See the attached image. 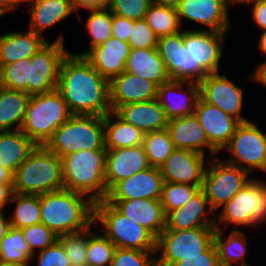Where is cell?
Listing matches in <instances>:
<instances>
[{"mask_svg": "<svg viewBox=\"0 0 266 266\" xmlns=\"http://www.w3.org/2000/svg\"><path fill=\"white\" fill-rule=\"evenodd\" d=\"M57 90L72 115L105 117L110 111L109 81L83 57L69 51L62 60Z\"/></svg>", "mask_w": 266, "mask_h": 266, "instance_id": "6da1fadb", "label": "cell"}, {"mask_svg": "<svg viewBox=\"0 0 266 266\" xmlns=\"http://www.w3.org/2000/svg\"><path fill=\"white\" fill-rule=\"evenodd\" d=\"M41 223L58 236L77 233L93 225L94 202L67 189L40 195Z\"/></svg>", "mask_w": 266, "mask_h": 266, "instance_id": "7a4b0ae2", "label": "cell"}, {"mask_svg": "<svg viewBox=\"0 0 266 266\" xmlns=\"http://www.w3.org/2000/svg\"><path fill=\"white\" fill-rule=\"evenodd\" d=\"M107 150H81L61 157L64 188L102 201L108 191L105 182Z\"/></svg>", "mask_w": 266, "mask_h": 266, "instance_id": "3957f363", "label": "cell"}, {"mask_svg": "<svg viewBox=\"0 0 266 266\" xmlns=\"http://www.w3.org/2000/svg\"><path fill=\"white\" fill-rule=\"evenodd\" d=\"M13 189L29 195L64 189L61 158L44 145H36L13 174Z\"/></svg>", "mask_w": 266, "mask_h": 266, "instance_id": "277c9868", "label": "cell"}, {"mask_svg": "<svg viewBox=\"0 0 266 266\" xmlns=\"http://www.w3.org/2000/svg\"><path fill=\"white\" fill-rule=\"evenodd\" d=\"M44 146L60 158L81 150H107L104 117L71 115Z\"/></svg>", "mask_w": 266, "mask_h": 266, "instance_id": "5b68a950", "label": "cell"}, {"mask_svg": "<svg viewBox=\"0 0 266 266\" xmlns=\"http://www.w3.org/2000/svg\"><path fill=\"white\" fill-rule=\"evenodd\" d=\"M71 115L66 101L57 89L31 95L20 130L36 145H45Z\"/></svg>", "mask_w": 266, "mask_h": 266, "instance_id": "8992f818", "label": "cell"}, {"mask_svg": "<svg viewBox=\"0 0 266 266\" xmlns=\"http://www.w3.org/2000/svg\"><path fill=\"white\" fill-rule=\"evenodd\" d=\"M98 223H101L103 234L116 248L156 251L157 238L105 199L94 203V227Z\"/></svg>", "mask_w": 266, "mask_h": 266, "instance_id": "52a82bcc", "label": "cell"}, {"mask_svg": "<svg viewBox=\"0 0 266 266\" xmlns=\"http://www.w3.org/2000/svg\"><path fill=\"white\" fill-rule=\"evenodd\" d=\"M215 218V227L234 224L233 230L242 226L258 225L266 222V181L252 178L230 201L221 207Z\"/></svg>", "mask_w": 266, "mask_h": 266, "instance_id": "ba28073f", "label": "cell"}, {"mask_svg": "<svg viewBox=\"0 0 266 266\" xmlns=\"http://www.w3.org/2000/svg\"><path fill=\"white\" fill-rule=\"evenodd\" d=\"M215 226L184 230H163L157 237V266H172L179 257H199L213 242Z\"/></svg>", "mask_w": 266, "mask_h": 266, "instance_id": "9c48e42d", "label": "cell"}, {"mask_svg": "<svg viewBox=\"0 0 266 266\" xmlns=\"http://www.w3.org/2000/svg\"><path fill=\"white\" fill-rule=\"evenodd\" d=\"M223 150L230 154L224 160L227 163L250 174L254 170L266 173V133L252 121L240 122Z\"/></svg>", "mask_w": 266, "mask_h": 266, "instance_id": "30bf717a", "label": "cell"}, {"mask_svg": "<svg viewBox=\"0 0 266 266\" xmlns=\"http://www.w3.org/2000/svg\"><path fill=\"white\" fill-rule=\"evenodd\" d=\"M206 167L203 186L211 209L216 212L230 201L252 178L246 170L232 165L218 157Z\"/></svg>", "mask_w": 266, "mask_h": 266, "instance_id": "8fae6325", "label": "cell"}, {"mask_svg": "<svg viewBox=\"0 0 266 266\" xmlns=\"http://www.w3.org/2000/svg\"><path fill=\"white\" fill-rule=\"evenodd\" d=\"M225 35L206 29H184V45L192 56V81L199 82L207 74L219 72Z\"/></svg>", "mask_w": 266, "mask_h": 266, "instance_id": "7c38bea8", "label": "cell"}, {"mask_svg": "<svg viewBox=\"0 0 266 266\" xmlns=\"http://www.w3.org/2000/svg\"><path fill=\"white\" fill-rule=\"evenodd\" d=\"M59 34L53 43L47 42L32 57L30 64V95L57 89L62 60L69 53Z\"/></svg>", "mask_w": 266, "mask_h": 266, "instance_id": "4fadbf2b", "label": "cell"}, {"mask_svg": "<svg viewBox=\"0 0 266 266\" xmlns=\"http://www.w3.org/2000/svg\"><path fill=\"white\" fill-rule=\"evenodd\" d=\"M199 97L202 101L215 105L223 112L233 116L239 122L249 121L241 114L244 91L234 84L225 74L219 72L207 74L198 82Z\"/></svg>", "mask_w": 266, "mask_h": 266, "instance_id": "5bb4252c", "label": "cell"}, {"mask_svg": "<svg viewBox=\"0 0 266 266\" xmlns=\"http://www.w3.org/2000/svg\"><path fill=\"white\" fill-rule=\"evenodd\" d=\"M187 149H175L161 165L164 182L193 185L202 188L206 170L205 162L211 158Z\"/></svg>", "mask_w": 266, "mask_h": 266, "instance_id": "9a60e30c", "label": "cell"}, {"mask_svg": "<svg viewBox=\"0 0 266 266\" xmlns=\"http://www.w3.org/2000/svg\"><path fill=\"white\" fill-rule=\"evenodd\" d=\"M176 9L181 24L186 19L222 33L232 28L226 0H178Z\"/></svg>", "mask_w": 266, "mask_h": 266, "instance_id": "2e32d148", "label": "cell"}, {"mask_svg": "<svg viewBox=\"0 0 266 266\" xmlns=\"http://www.w3.org/2000/svg\"><path fill=\"white\" fill-rule=\"evenodd\" d=\"M199 98V85L195 81L170 79L157 89V100L168 120L193 115Z\"/></svg>", "mask_w": 266, "mask_h": 266, "instance_id": "e0dca14e", "label": "cell"}, {"mask_svg": "<svg viewBox=\"0 0 266 266\" xmlns=\"http://www.w3.org/2000/svg\"><path fill=\"white\" fill-rule=\"evenodd\" d=\"M128 42L111 37L101 45L89 51L74 53L83 56L96 71L109 82L116 76L125 72V65L130 54Z\"/></svg>", "mask_w": 266, "mask_h": 266, "instance_id": "ac0fdd59", "label": "cell"}, {"mask_svg": "<svg viewBox=\"0 0 266 266\" xmlns=\"http://www.w3.org/2000/svg\"><path fill=\"white\" fill-rule=\"evenodd\" d=\"M163 177L159 168L149 167L116 183L105 200L157 199L160 200Z\"/></svg>", "mask_w": 266, "mask_h": 266, "instance_id": "d6986e66", "label": "cell"}, {"mask_svg": "<svg viewBox=\"0 0 266 266\" xmlns=\"http://www.w3.org/2000/svg\"><path fill=\"white\" fill-rule=\"evenodd\" d=\"M151 167L142 145L106 151L105 182L109 191L119 181Z\"/></svg>", "mask_w": 266, "mask_h": 266, "instance_id": "ffe728a7", "label": "cell"}, {"mask_svg": "<svg viewBox=\"0 0 266 266\" xmlns=\"http://www.w3.org/2000/svg\"><path fill=\"white\" fill-rule=\"evenodd\" d=\"M194 115L203 127L208 141L219 152L230 142L237 125L240 123L233 116L200 98L197 101Z\"/></svg>", "mask_w": 266, "mask_h": 266, "instance_id": "44dd1931", "label": "cell"}, {"mask_svg": "<svg viewBox=\"0 0 266 266\" xmlns=\"http://www.w3.org/2000/svg\"><path fill=\"white\" fill-rule=\"evenodd\" d=\"M214 214L215 212L211 209L204 190L200 188L184 206L166 214L164 230L215 226L216 216ZM211 215L214 217H211Z\"/></svg>", "mask_w": 266, "mask_h": 266, "instance_id": "7402d4cb", "label": "cell"}, {"mask_svg": "<svg viewBox=\"0 0 266 266\" xmlns=\"http://www.w3.org/2000/svg\"><path fill=\"white\" fill-rule=\"evenodd\" d=\"M156 48L171 79L192 81V56L184 45V30L158 38Z\"/></svg>", "mask_w": 266, "mask_h": 266, "instance_id": "603a6c76", "label": "cell"}, {"mask_svg": "<svg viewBox=\"0 0 266 266\" xmlns=\"http://www.w3.org/2000/svg\"><path fill=\"white\" fill-rule=\"evenodd\" d=\"M110 106L115 111L119 106L157 99L158 86L152 81L123 72L109 82Z\"/></svg>", "mask_w": 266, "mask_h": 266, "instance_id": "cb8c5ba5", "label": "cell"}, {"mask_svg": "<svg viewBox=\"0 0 266 266\" xmlns=\"http://www.w3.org/2000/svg\"><path fill=\"white\" fill-rule=\"evenodd\" d=\"M166 129L176 149L192 150L205 155V148H208L211 157L219 153L208 141L203 127L194 114L168 120Z\"/></svg>", "mask_w": 266, "mask_h": 266, "instance_id": "d4e9b609", "label": "cell"}, {"mask_svg": "<svg viewBox=\"0 0 266 266\" xmlns=\"http://www.w3.org/2000/svg\"><path fill=\"white\" fill-rule=\"evenodd\" d=\"M123 215L149 230L156 238L165 229V214L157 199L106 200Z\"/></svg>", "mask_w": 266, "mask_h": 266, "instance_id": "484cf974", "label": "cell"}, {"mask_svg": "<svg viewBox=\"0 0 266 266\" xmlns=\"http://www.w3.org/2000/svg\"><path fill=\"white\" fill-rule=\"evenodd\" d=\"M114 112L144 134L166 129L168 123L164 109L157 99L122 105Z\"/></svg>", "mask_w": 266, "mask_h": 266, "instance_id": "4316f807", "label": "cell"}, {"mask_svg": "<svg viewBox=\"0 0 266 266\" xmlns=\"http://www.w3.org/2000/svg\"><path fill=\"white\" fill-rule=\"evenodd\" d=\"M48 41L33 31L9 32L0 35V67L31 58Z\"/></svg>", "mask_w": 266, "mask_h": 266, "instance_id": "83f0119b", "label": "cell"}, {"mask_svg": "<svg viewBox=\"0 0 266 266\" xmlns=\"http://www.w3.org/2000/svg\"><path fill=\"white\" fill-rule=\"evenodd\" d=\"M29 30L43 36L42 32L61 23L76 11L71 0H29Z\"/></svg>", "mask_w": 266, "mask_h": 266, "instance_id": "f1b7e54d", "label": "cell"}, {"mask_svg": "<svg viewBox=\"0 0 266 266\" xmlns=\"http://www.w3.org/2000/svg\"><path fill=\"white\" fill-rule=\"evenodd\" d=\"M125 72L152 81L157 86L171 79L157 48L131 49Z\"/></svg>", "mask_w": 266, "mask_h": 266, "instance_id": "f546056e", "label": "cell"}, {"mask_svg": "<svg viewBox=\"0 0 266 266\" xmlns=\"http://www.w3.org/2000/svg\"><path fill=\"white\" fill-rule=\"evenodd\" d=\"M35 147L21 130L0 132V165L14 174Z\"/></svg>", "mask_w": 266, "mask_h": 266, "instance_id": "4dcf8cb0", "label": "cell"}, {"mask_svg": "<svg viewBox=\"0 0 266 266\" xmlns=\"http://www.w3.org/2000/svg\"><path fill=\"white\" fill-rule=\"evenodd\" d=\"M30 97L25 91L0 86V132L21 129Z\"/></svg>", "mask_w": 266, "mask_h": 266, "instance_id": "1f68e13d", "label": "cell"}, {"mask_svg": "<svg viewBox=\"0 0 266 266\" xmlns=\"http://www.w3.org/2000/svg\"><path fill=\"white\" fill-rule=\"evenodd\" d=\"M104 130L107 150L135 147L143 143L144 133L125 122L114 111L104 117Z\"/></svg>", "mask_w": 266, "mask_h": 266, "instance_id": "d6a6232c", "label": "cell"}, {"mask_svg": "<svg viewBox=\"0 0 266 266\" xmlns=\"http://www.w3.org/2000/svg\"><path fill=\"white\" fill-rule=\"evenodd\" d=\"M223 228L214 233V244L217 249L219 263L221 266H249L245 256L249 253L247 250L246 235L243 231L232 230L230 234L222 238Z\"/></svg>", "mask_w": 266, "mask_h": 266, "instance_id": "836d02e7", "label": "cell"}, {"mask_svg": "<svg viewBox=\"0 0 266 266\" xmlns=\"http://www.w3.org/2000/svg\"><path fill=\"white\" fill-rule=\"evenodd\" d=\"M16 203L8 217L10 226L17 229L41 223L40 195L13 194L10 204Z\"/></svg>", "mask_w": 266, "mask_h": 266, "instance_id": "e575fe53", "label": "cell"}, {"mask_svg": "<svg viewBox=\"0 0 266 266\" xmlns=\"http://www.w3.org/2000/svg\"><path fill=\"white\" fill-rule=\"evenodd\" d=\"M144 19L158 38L182 30L177 9L173 6L151 3Z\"/></svg>", "mask_w": 266, "mask_h": 266, "instance_id": "d590c367", "label": "cell"}, {"mask_svg": "<svg viewBox=\"0 0 266 266\" xmlns=\"http://www.w3.org/2000/svg\"><path fill=\"white\" fill-rule=\"evenodd\" d=\"M142 146L149 164L156 168H160L176 149L167 129L145 133Z\"/></svg>", "mask_w": 266, "mask_h": 266, "instance_id": "8d00e7d4", "label": "cell"}, {"mask_svg": "<svg viewBox=\"0 0 266 266\" xmlns=\"http://www.w3.org/2000/svg\"><path fill=\"white\" fill-rule=\"evenodd\" d=\"M33 254L24 240L21 229L10 227L0 242V260L15 263H30Z\"/></svg>", "mask_w": 266, "mask_h": 266, "instance_id": "74e56055", "label": "cell"}, {"mask_svg": "<svg viewBox=\"0 0 266 266\" xmlns=\"http://www.w3.org/2000/svg\"><path fill=\"white\" fill-rule=\"evenodd\" d=\"M31 58L21 59L15 63L0 67V86L25 91L30 95Z\"/></svg>", "mask_w": 266, "mask_h": 266, "instance_id": "f35d334b", "label": "cell"}, {"mask_svg": "<svg viewBox=\"0 0 266 266\" xmlns=\"http://www.w3.org/2000/svg\"><path fill=\"white\" fill-rule=\"evenodd\" d=\"M86 29L91 38L88 51L112 37L113 14L109 8L88 10Z\"/></svg>", "mask_w": 266, "mask_h": 266, "instance_id": "ab89813d", "label": "cell"}, {"mask_svg": "<svg viewBox=\"0 0 266 266\" xmlns=\"http://www.w3.org/2000/svg\"><path fill=\"white\" fill-rule=\"evenodd\" d=\"M88 227L87 263L89 266H111L116 246L104 235Z\"/></svg>", "mask_w": 266, "mask_h": 266, "instance_id": "60d3db41", "label": "cell"}, {"mask_svg": "<svg viewBox=\"0 0 266 266\" xmlns=\"http://www.w3.org/2000/svg\"><path fill=\"white\" fill-rule=\"evenodd\" d=\"M70 266H87L88 228L77 233L58 236Z\"/></svg>", "mask_w": 266, "mask_h": 266, "instance_id": "b9f144b4", "label": "cell"}, {"mask_svg": "<svg viewBox=\"0 0 266 266\" xmlns=\"http://www.w3.org/2000/svg\"><path fill=\"white\" fill-rule=\"evenodd\" d=\"M199 189L193 185L164 182L160 198L164 214L184 206Z\"/></svg>", "mask_w": 266, "mask_h": 266, "instance_id": "7bdbcfd3", "label": "cell"}, {"mask_svg": "<svg viewBox=\"0 0 266 266\" xmlns=\"http://www.w3.org/2000/svg\"><path fill=\"white\" fill-rule=\"evenodd\" d=\"M21 231L33 254L32 259L35 257L36 251H42L58 240V235L42 223L25 227Z\"/></svg>", "mask_w": 266, "mask_h": 266, "instance_id": "ee69618b", "label": "cell"}, {"mask_svg": "<svg viewBox=\"0 0 266 266\" xmlns=\"http://www.w3.org/2000/svg\"><path fill=\"white\" fill-rule=\"evenodd\" d=\"M156 251L116 248L111 266H157Z\"/></svg>", "mask_w": 266, "mask_h": 266, "instance_id": "f6af8a7d", "label": "cell"}, {"mask_svg": "<svg viewBox=\"0 0 266 266\" xmlns=\"http://www.w3.org/2000/svg\"><path fill=\"white\" fill-rule=\"evenodd\" d=\"M151 0H110L109 9L113 15L131 20L144 19Z\"/></svg>", "mask_w": 266, "mask_h": 266, "instance_id": "bcb514c9", "label": "cell"}, {"mask_svg": "<svg viewBox=\"0 0 266 266\" xmlns=\"http://www.w3.org/2000/svg\"><path fill=\"white\" fill-rule=\"evenodd\" d=\"M158 37L145 19L133 20V28L128 44L131 49L156 48Z\"/></svg>", "mask_w": 266, "mask_h": 266, "instance_id": "7dc6e473", "label": "cell"}, {"mask_svg": "<svg viewBox=\"0 0 266 266\" xmlns=\"http://www.w3.org/2000/svg\"><path fill=\"white\" fill-rule=\"evenodd\" d=\"M36 253H38V266H70L65 250L58 240L53 245Z\"/></svg>", "mask_w": 266, "mask_h": 266, "instance_id": "c3c4849f", "label": "cell"}, {"mask_svg": "<svg viewBox=\"0 0 266 266\" xmlns=\"http://www.w3.org/2000/svg\"><path fill=\"white\" fill-rule=\"evenodd\" d=\"M172 266H221L214 242L199 257H179Z\"/></svg>", "mask_w": 266, "mask_h": 266, "instance_id": "681fc988", "label": "cell"}, {"mask_svg": "<svg viewBox=\"0 0 266 266\" xmlns=\"http://www.w3.org/2000/svg\"><path fill=\"white\" fill-rule=\"evenodd\" d=\"M133 28V20L127 19L119 15H113L112 20V36L128 42L131 36V29Z\"/></svg>", "mask_w": 266, "mask_h": 266, "instance_id": "f907efd6", "label": "cell"}, {"mask_svg": "<svg viewBox=\"0 0 266 266\" xmlns=\"http://www.w3.org/2000/svg\"><path fill=\"white\" fill-rule=\"evenodd\" d=\"M252 5L251 15L255 22L263 31L266 30V0H256L249 3Z\"/></svg>", "mask_w": 266, "mask_h": 266, "instance_id": "816d5d0a", "label": "cell"}, {"mask_svg": "<svg viewBox=\"0 0 266 266\" xmlns=\"http://www.w3.org/2000/svg\"><path fill=\"white\" fill-rule=\"evenodd\" d=\"M76 12L81 9L96 10L109 8L110 0H71Z\"/></svg>", "mask_w": 266, "mask_h": 266, "instance_id": "f5cc1de1", "label": "cell"}, {"mask_svg": "<svg viewBox=\"0 0 266 266\" xmlns=\"http://www.w3.org/2000/svg\"><path fill=\"white\" fill-rule=\"evenodd\" d=\"M257 48L258 50H260L262 52V54L266 55V30L262 31L260 37H259V41L257 44ZM266 69V61L263 62H259V64L256 66L255 70L253 71V73H251L250 77L248 78V80H254L255 82H257L258 84H260V74Z\"/></svg>", "mask_w": 266, "mask_h": 266, "instance_id": "db71d44e", "label": "cell"}, {"mask_svg": "<svg viewBox=\"0 0 266 266\" xmlns=\"http://www.w3.org/2000/svg\"><path fill=\"white\" fill-rule=\"evenodd\" d=\"M13 194V183H0V210L10 203Z\"/></svg>", "mask_w": 266, "mask_h": 266, "instance_id": "11a10c76", "label": "cell"}, {"mask_svg": "<svg viewBox=\"0 0 266 266\" xmlns=\"http://www.w3.org/2000/svg\"><path fill=\"white\" fill-rule=\"evenodd\" d=\"M29 0H0V12L4 15L10 11L17 10L21 4L28 2Z\"/></svg>", "mask_w": 266, "mask_h": 266, "instance_id": "9f6ffc18", "label": "cell"}, {"mask_svg": "<svg viewBox=\"0 0 266 266\" xmlns=\"http://www.w3.org/2000/svg\"><path fill=\"white\" fill-rule=\"evenodd\" d=\"M10 220L4 215V211L0 210V242L1 239L7 234L10 228Z\"/></svg>", "mask_w": 266, "mask_h": 266, "instance_id": "6f0895ef", "label": "cell"}, {"mask_svg": "<svg viewBox=\"0 0 266 266\" xmlns=\"http://www.w3.org/2000/svg\"><path fill=\"white\" fill-rule=\"evenodd\" d=\"M0 183H13V174L0 165Z\"/></svg>", "mask_w": 266, "mask_h": 266, "instance_id": "680465c9", "label": "cell"}, {"mask_svg": "<svg viewBox=\"0 0 266 266\" xmlns=\"http://www.w3.org/2000/svg\"><path fill=\"white\" fill-rule=\"evenodd\" d=\"M178 0H151V3L156 5H167L176 7Z\"/></svg>", "mask_w": 266, "mask_h": 266, "instance_id": "91938a15", "label": "cell"}, {"mask_svg": "<svg viewBox=\"0 0 266 266\" xmlns=\"http://www.w3.org/2000/svg\"><path fill=\"white\" fill-rule=\"evenodd\" d=\"M227 1V4H228V6H229V4L230 5H239V4H249V3H251V2H254V1H256V0H226Z\"/></svg>", "mask_w": 266, "mask_h": 266, "instance_id": "94428289", "label": "cell"}, {"mask_svg": "<svg viewBox=\"0 0 266 266\" xmlns=\"http://www.w3.org/2000/svg\"><path fill=\"white\" fill-rule=\"evenodd\" d=\"M0 266H30L29 263L5 262L0 260Z\"/></svg>", "mask_w": 266, "mask_h": 266, "instance_id": "6125c7cd", "label": "cell"}, {"mask_svg": "<svg viewBox=\"0 0 266 266\" xmlns=\"http://www.w3.org/2000/svg\"><path fill=\"white\" fill-rule=\"evenodd\" d=\"M260 84L266 87V69L260 74Z\"/></svg>", "mask_w": 266, "mask_h": 266, "instance_id": "be15d7a7", "label": "cell"}]
</instances>
